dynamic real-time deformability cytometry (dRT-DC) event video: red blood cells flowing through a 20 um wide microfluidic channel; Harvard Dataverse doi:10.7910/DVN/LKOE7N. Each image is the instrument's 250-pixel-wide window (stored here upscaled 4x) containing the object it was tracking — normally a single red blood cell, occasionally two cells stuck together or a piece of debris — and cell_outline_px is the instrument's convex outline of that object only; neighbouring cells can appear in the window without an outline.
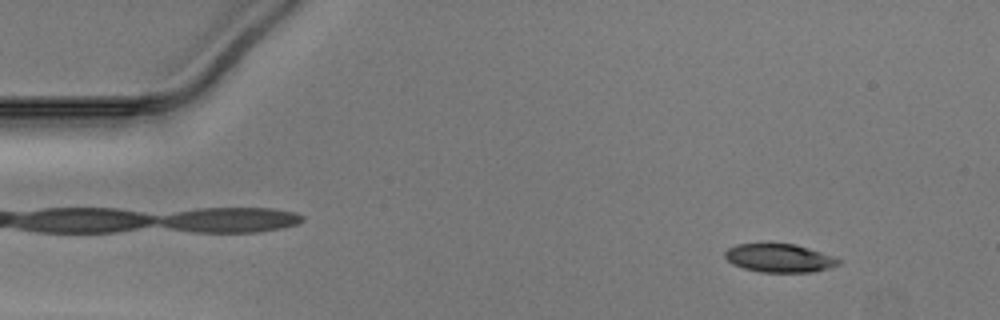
{"species": "Egyptian fruit bat (a non-hibernating species)", "species_latin": "Rousettus aegyptiacus", "temperature_condition": "warm", "stored_images_in_passage": 50, "camera_frame_rate_fps": 3000, "um_per_image_px": 0.085, "animal": {"sex": "male"}, "frame": {"image": 1, "passage_image": 5, "time_ms": 1.333, "image_size_px": [1000, 320], "cell_outline_px": [[840, 264], [828, 268], [812, 272], [760, 272], [744, 268], [732, 264], [724, 256], [724, 252], [728, 248], [736, 244], [796, 244], [832, 256], [840, 260]], "centroid_in_image_um": [66.22, 21.94], "position_along_channel_um": 18.8, "area_um2": 18.61}}
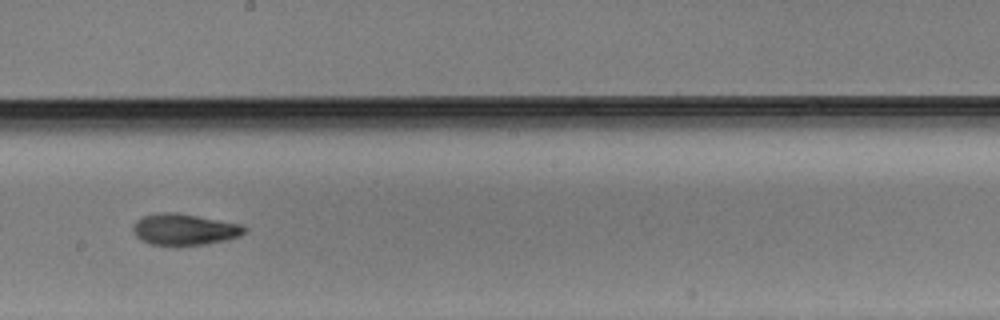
{"frame": {"image": 2, "passage_image": 28, "time_ms": 9.0, "image_size_px": [1000, 320], "cell_outline_px": [[248, 228], [240, 236], [228, 240], [208, 244], [176, 248], [172, 248], [152, 244], [140, 240], [136, 236], [132, 228], [132, 224], [140, 216], [160, 212], [176, 212], [240, 224]], "centroid_in_image_um": [15.63, 19.54], "position_along_channel_um": 232.6, "area_um2": 21.15}}
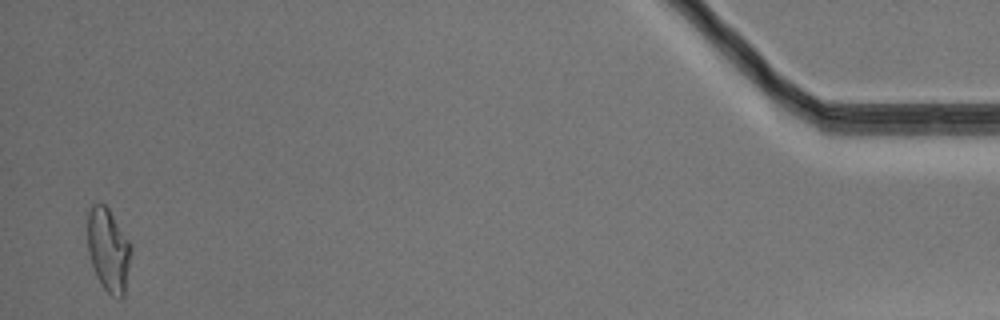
{"frame": {"image": 3, "passage_image": 49, "time_ms": 16.0, "image_size_px": [1000, 320], "cell_outline_px": [[132, 248], [124, 296], [112, 296], [104, 288], [96, 276], [88, 252], [88, 212], [92, 204], [104, 204], [108, 208], [132, 244]], "centroid_in_image_um": [9.22, 21.23], "position_along_channel_um": 426.0, "area_um2": 20.98}}